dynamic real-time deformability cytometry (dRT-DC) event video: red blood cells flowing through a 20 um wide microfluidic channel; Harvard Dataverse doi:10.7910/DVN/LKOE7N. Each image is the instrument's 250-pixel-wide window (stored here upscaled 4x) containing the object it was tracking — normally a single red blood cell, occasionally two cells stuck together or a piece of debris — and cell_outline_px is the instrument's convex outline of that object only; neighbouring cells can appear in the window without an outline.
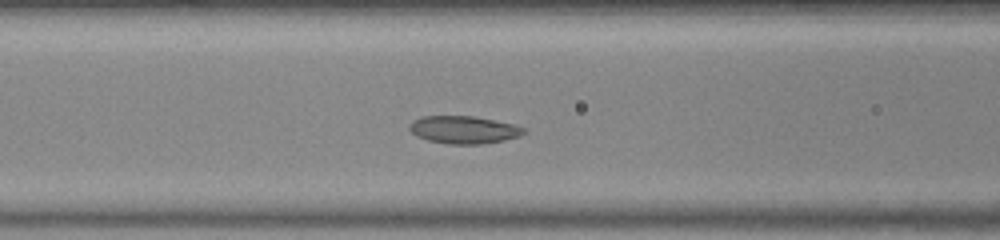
{"species": "common noctule bat (a hibernating species)", "species_latin": "Nyctalus noctula", "temperature_condition": "warm", "stored_images_in_passage": 17, "camera_frame_rate_fps": 3000, "um_per_image_px": 0.085, "animal": {"sex": "female", "body_mass_g": 23.0, "forearm_length_mm": 53.4}, "frame": {"image": 1, "passage_image": 12, "time_ms": 3.667, "image_size_px": [1000, 240], "cell_outline_px": [[524, 132], [520, 136], [504, 140], [480, 144], [448, 144], [428, 140], [416, 136], [408, 128], [408, 124], [412, 120], [420, 116], [472, 116], [512, 124], [524, 128]], "centroid_in_image_um": [39.35, 11.03], "position_along_channel_um": 127.3, "area_um2": 18.32}}
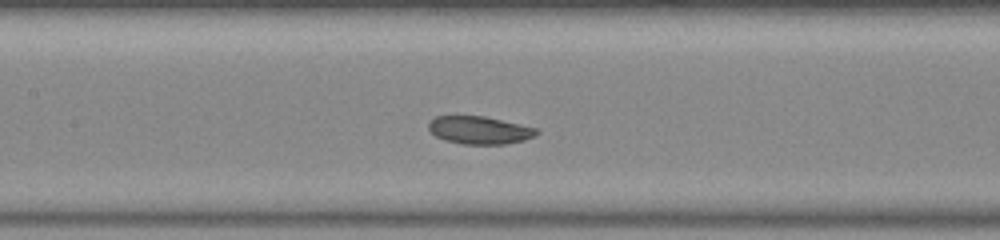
{"frame": {"image": 2, "passage_image": 15, "time_ms": 4.667, "image_size_px": [1000, 240], "cell_outline_px": [[540, 132], [536, 136], [524, 140], [504, 144], [464, 144], [444, 140], [436, 136], [428, 128], [428, 124], [436, 116], [484, 116], [536, 128]], "centroid_in_image_um": [40.77, 11.07], "position_along_channel_um": 166.6, "area_um2": 17.34}}